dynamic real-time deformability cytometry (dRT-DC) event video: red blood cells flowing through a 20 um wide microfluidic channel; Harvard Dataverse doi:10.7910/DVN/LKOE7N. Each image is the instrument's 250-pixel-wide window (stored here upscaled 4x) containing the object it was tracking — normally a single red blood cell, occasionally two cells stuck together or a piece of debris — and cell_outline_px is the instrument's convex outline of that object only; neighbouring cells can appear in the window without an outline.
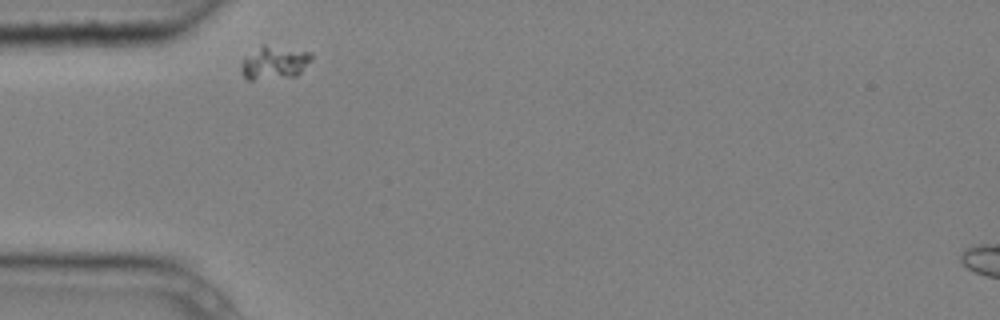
{"species": "common noctule bat (a hibernating species)", "species_latin": "Nyctalus noctula", "temperature_condition": "cold", "stored_images_in_passage": 3, "camera_frame_rate_fps": 3000, "um_per_image_px": 0.085, "animal": {"sex": "male", "body_mass_g": 20.4}, "frame": {"image": 1, "passage_image": 1, "time_ms": 0.0, "image_size_px": [1000, 320], "cell_outline_px": [[312, 60], [296, 76], [252, 80], [244, 80], [240, 72], [240, 64], [244, 56], [260, 44], [264, 44], [312, 52]], "centroid_in_image_um": [23.25, 5.32], "position_along_channel_um": 61.7, "area_um2": 14.05}}
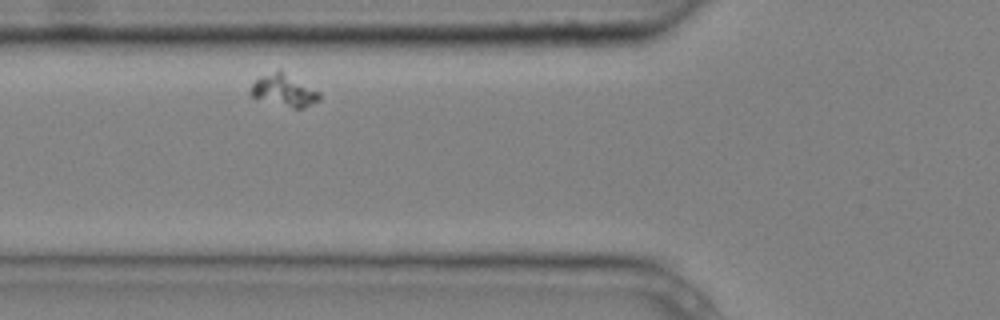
{"frame": {"image": 2, "passage_image": 2, "time_ms": 0.333, "image_size_px": [1000, 320], "cell_outline_px": [[320, 100], [300, 108], [292, 108], [252, 96], [252, 84], [260, 76], [280, 68], [320, 92]], "centroid_in_image_um": [24.18, 7.64], "position_along_channel_um": 101.6, "area_um2": 12.6}}
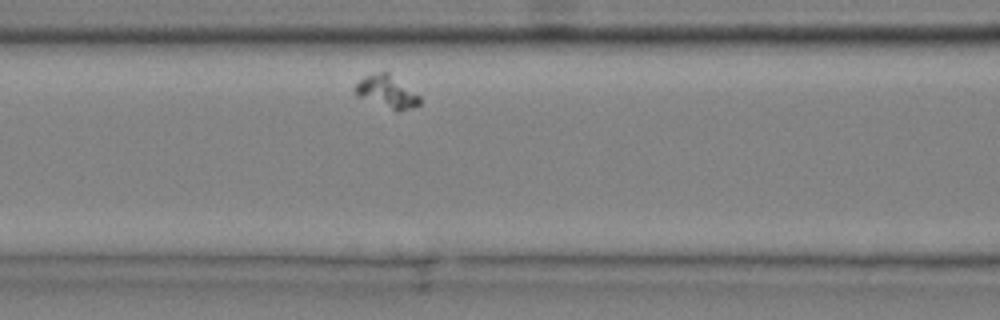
{"frame": {"image": 3, "passage_image": 3, "time_ms": 0.667, "image_size_px": [1000, 320], "cell_outline_px": [[420, 104], [396, 112], [356, 96], [356, 84], [364, 76], [380, 72], [388, 72], [420, 96]], "centroid_in_image_um": [32.87, 7.81], "position_along_channel_um": 133.7, "area_um2": 12.02}}